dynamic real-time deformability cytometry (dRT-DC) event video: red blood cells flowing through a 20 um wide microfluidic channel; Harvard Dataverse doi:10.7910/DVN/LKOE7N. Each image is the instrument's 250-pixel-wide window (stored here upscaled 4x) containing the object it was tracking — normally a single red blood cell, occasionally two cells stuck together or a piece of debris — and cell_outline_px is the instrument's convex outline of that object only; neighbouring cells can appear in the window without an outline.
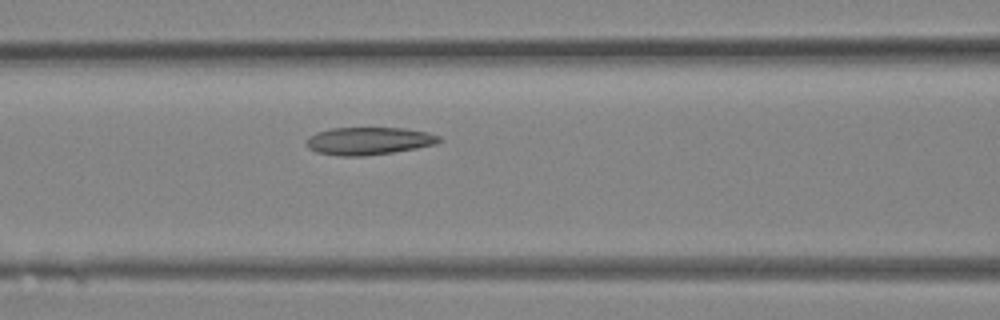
{"species": "Egyptian fruit bat (a non-hibernating species)", "species_latin": "Rousettus aegyptiacus", "temperature_condition": "room temperature", "stored_images_in_passage": 27, "camera_frame_rate_fps": 3000, "um_per_image_px": 0.085, "animal": {"sex": "female"}, "frame": {"image": 1, "passage_image": 12, "time_ms": 3.667, "image_size_px": [1000, 320], "cell_outline_px": [[444, 140], [436, 144], [416, 148], [392, 152], [364, 156], [336, 156], [316, 152], [308, 148], [308, 136], [316, 132], [332, 128], [404, 128], [428, 132], [440, 136]], "centroid_in_image_um": [31.36, 11.98], "position_along_channel_um": 135.2, "area_um2": 21.44}}
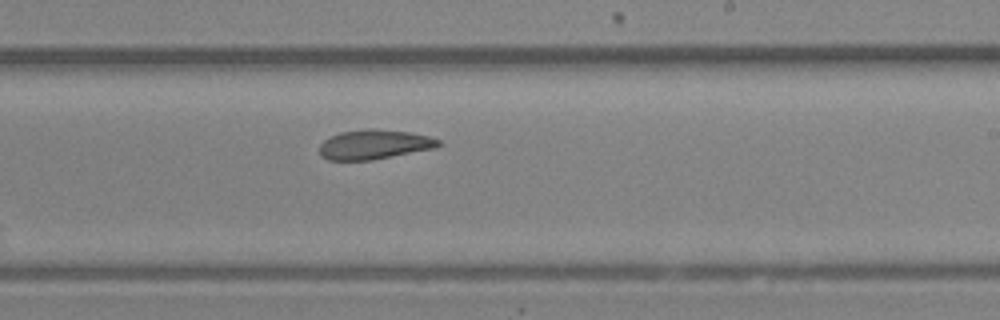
{"frame": {"image": 2, "passage_image": 18, "time_ms": 5.667, "image_size_px": [1000, 320], "cell_outline_px": [[440, 144], [436, 148], [372, 160], [328, 160], [320, 156], [320, 144], [324, 140], [340, 132], [368, 128], [372, 128], [408, 132], [432, 136], [440, 140]], "centroid_in_image_um": [31.82, 12.28], "position_along_channel_um": 257.2, "area_um2": 20.58}}
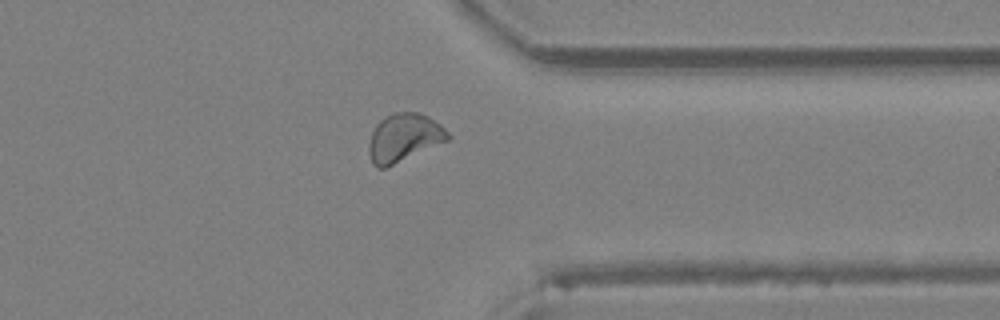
{"frame": {"image": 3, "passage_image": 24, "time_ms": 7.667, "image_size_px": [1000, 320], "cell_outline_px": [[452, 136], [448, 140], [384, 168], [376, 168], [372, 164], [368, 152], [368, 144], [372, 132], [376, 124], [384, 116], [392, 112], [420, 112], [428, 116], [440, 124]], "centroid_in_image_um": [34.31, 11.68], "position_along_channel_um": 377.1, "area_um2": 22.14}}